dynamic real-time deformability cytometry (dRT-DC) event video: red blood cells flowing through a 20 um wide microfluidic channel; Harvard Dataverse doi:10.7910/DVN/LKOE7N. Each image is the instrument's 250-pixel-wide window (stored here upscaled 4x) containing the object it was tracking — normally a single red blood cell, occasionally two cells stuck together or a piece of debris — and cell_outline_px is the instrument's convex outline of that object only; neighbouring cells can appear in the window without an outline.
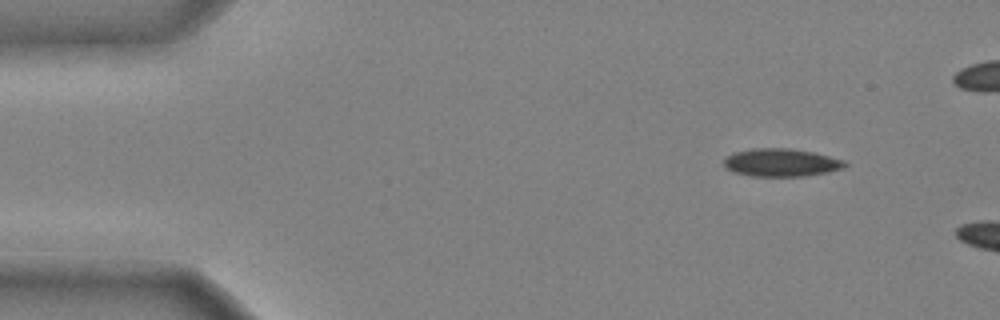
{"species": "common noctule bat (a hibernating species)", "species_latin": "Nyctalus noctula", "temperature_condition": "cold", "stored_images_in_passage": 5, "camera_frame_rate_fps": 3000, "um_per_image_px": 0.085, "animal": {"sex": "male", "body_mass_g": 20.4}, "frame": {"image": 1, "passage_image": 1, "time_ms": 0.0, "image_size_px": [1000, 320], "cell_outline_px": [[848, 164], [844, 168], [828, 172], [804, 176], [752, 176], [736, 172], [728, 168], [724, 164], [724, 160], [728, 156], [736, 152], [752, 148], [788, 148], [812, 152], [844, 160]], "centroid_in_image_um": [66.44, 13.82], "position_along_channel_um": 18.6, "area_um2": 19.42}}